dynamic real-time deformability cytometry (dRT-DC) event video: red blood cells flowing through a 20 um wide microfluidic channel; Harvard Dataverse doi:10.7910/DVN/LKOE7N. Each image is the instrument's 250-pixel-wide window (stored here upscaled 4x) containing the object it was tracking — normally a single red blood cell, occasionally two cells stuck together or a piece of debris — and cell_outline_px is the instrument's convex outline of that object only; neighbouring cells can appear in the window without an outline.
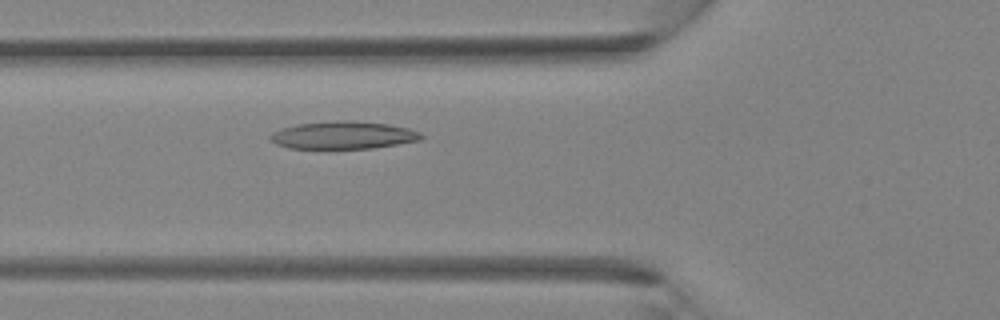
{"species": "Egyptian fruit bat (a non-hibernating species)", "species_latin": "Rousettus aegyptiacus", "temperature_condition": "room temperature", "stored_images_in_passage": 38, "camera_frame_rate_fps": 3000, "um_per_image_px": 0.085, "animal": {"sex": "female"}, "frame": {"image": 1, "passage_image": 12, "time_ms": 3.667, "image_size_px": [1000, 320], "cell_outline_px": [[424, 136], [420, 140], [372, 148], [288, 148], [276, 144], [268, 136], [272, 132], [296, 124], [336, 120], [348, 120], [388, 124], [408, 128], [420, 132]], "centroid_in_image_um": [29.17, 11.48], "position_along_channel_um": 96.6, "area_um2": 24.16}}
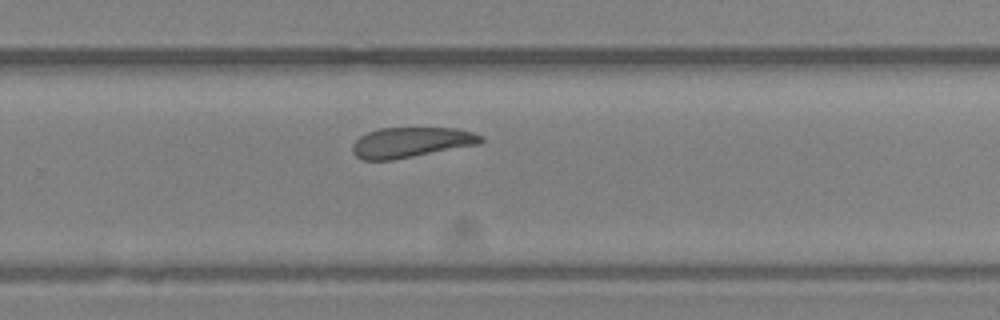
{"frame": {"image": 2, "passage_image": 24, "time_ms": 7.667, "image_size_px": [1000, 320], "cell_outline_px": [[484, 140], [480, 144], [392, 160], [360, 160], [352, 152], [352, 144], [360, 136], [368, 132], [380, 128], [456, 128], [472, 132], [484, 136]], "centroid_in_image_um": [34.94, 12.1], "position_along_channel_um": 294.9, "area_um2": 22.72}}
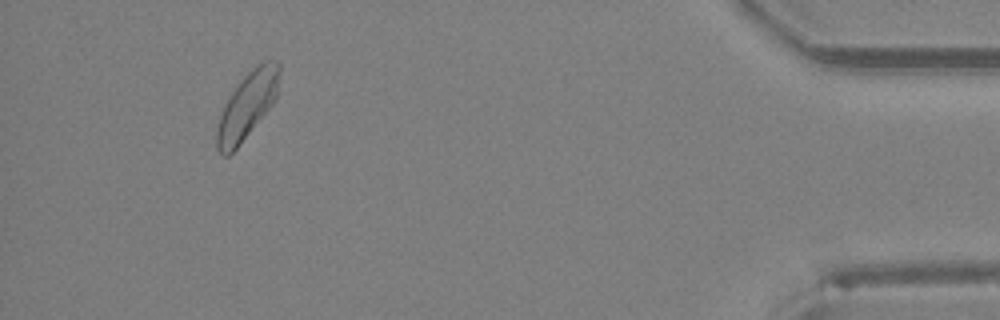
{"frame": {"image": 3, "passage_image": 35, "time_ms": 11.333, "image_size_px": [1000, 320], "cell_outline_px": [[280, 72], [276, 96], [272, 104], [240, 144], [228, 156], [220, 156], [216, 148], [216, 128], [224, 104], [240, 80], [256, 64], [264, 60], [276, 60], [280, 64]], "centroid_in_image_um": [20.99, 8.96], "position_along_channel_um": 414.2, "area_um2": 24.16}}